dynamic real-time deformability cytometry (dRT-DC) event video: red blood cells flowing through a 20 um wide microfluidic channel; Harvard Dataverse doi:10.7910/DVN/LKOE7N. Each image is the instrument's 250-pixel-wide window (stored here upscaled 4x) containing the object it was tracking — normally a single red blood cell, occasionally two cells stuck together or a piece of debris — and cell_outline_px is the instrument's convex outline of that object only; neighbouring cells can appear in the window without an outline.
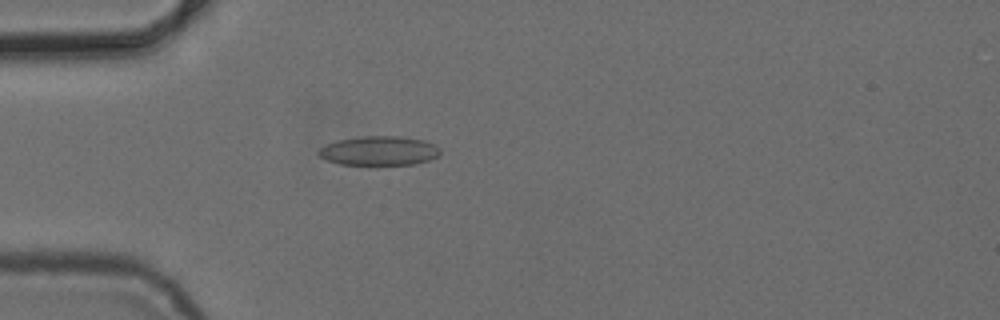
{"species": "common noctule bat (a hibernating species)", "species_latin": "Nyctalus noctula", "temperature_condition": "cold", "stored_images_in_passage": 3, "camera_frame_rate_fps": 3000, "um_per_image_px": 0.085, "animal": {"sex": "female", "body_mass_g": 24.6, "forearm_length_mm": 56.2}, "frame": {"image": 1, "passage_image": 3, "time_ms": 3.0, "image_size_px": [1000, 320], "cell_outline_px": [[440, 156], [428, 160], [412, 164], [340, 164], [328, 160], [320, 156], [316, 152], [320, 148], [336, 140], [360, 136], [400, 136], [424, 140], [436, 144], [440, 148]], "centroid_in_image_um": [32.25, 12.8], "position_along_channel_um": 52.7, "area_um2": 20.69}}